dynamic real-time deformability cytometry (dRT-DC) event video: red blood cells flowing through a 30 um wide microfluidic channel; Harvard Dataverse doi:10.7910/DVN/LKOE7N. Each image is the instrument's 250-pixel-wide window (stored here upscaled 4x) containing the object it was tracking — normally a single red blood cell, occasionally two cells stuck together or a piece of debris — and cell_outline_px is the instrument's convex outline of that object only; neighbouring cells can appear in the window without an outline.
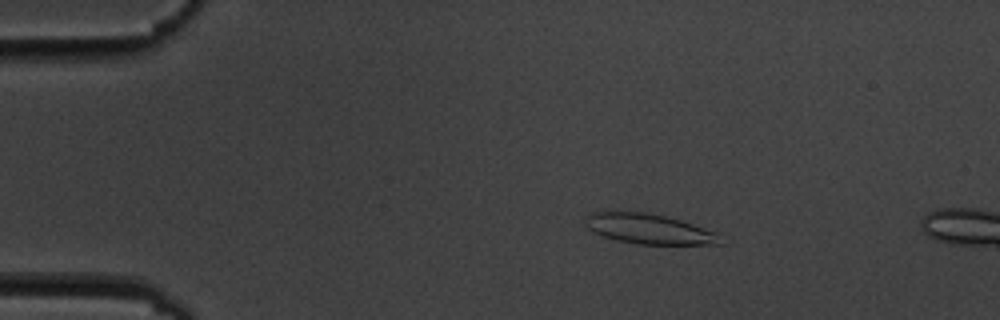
{"species": "common noctule bat (a hibernating species)", "species_latin": "Nyctalus noctula", "temperature_condition": "cold", "stored_images_in_passage": 4, "camera_frame_rate_fps": 3000, "um_per_image_px": 0.085, "animal": {"sex": "male", "body_mass_g": 19.5, "forearm_length_mm": 54.6}, "frame": {"image": 1, "passage_image": 3, "time_ms": 2.333, "image_size_px": [1000, 320], "cell_outline_px": [[724, 244], [636, 244], [616, 240], [592, 232], [584, 224], [584, 220], [592, 212], [644, 212], [664, 216], [680, 220], [716, 232]], "centroid_in_image_um": [55.14, 19.47], "position_along_channel_um": 29.9, "area_um2": 23.41}}